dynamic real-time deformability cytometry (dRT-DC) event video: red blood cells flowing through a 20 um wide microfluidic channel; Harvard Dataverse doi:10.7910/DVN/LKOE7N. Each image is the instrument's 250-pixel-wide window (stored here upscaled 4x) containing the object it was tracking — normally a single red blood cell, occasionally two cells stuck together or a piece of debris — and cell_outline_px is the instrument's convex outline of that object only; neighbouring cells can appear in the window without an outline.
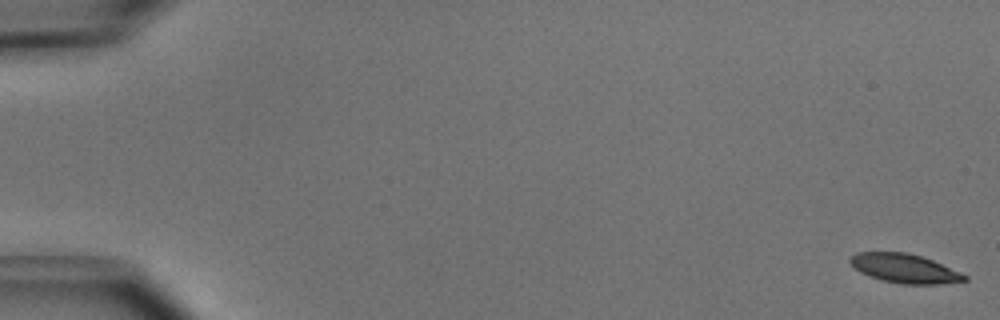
{"species": "common noctule bat (a hibernating species)", "species_latin": "Nyctalus noctula", "temperature_condition": "cold", "stored_images_in_passage": 52, "camera_frame_rate_fps": 3000, "um_per_image_px": 0.085, "animal": {"sex": "male", "body_mass_g": 15.6}, "frame": {"image": 1, "passage_image": 1, "time_ms": 0.0, "image_size_px": [1000, 320], "cell_outline_px": [[968, 280], [940, 284], [900, 284], [880, 280], [868, 276], [860, 272], [848, 260], [856, 252], [908, 252], [932, 260], [960, 272], [968, 276]], "centroid_in_image_um": [76.88, 22.82], "position_along_channel_um": 8.1, "area_um2": 19.36}}
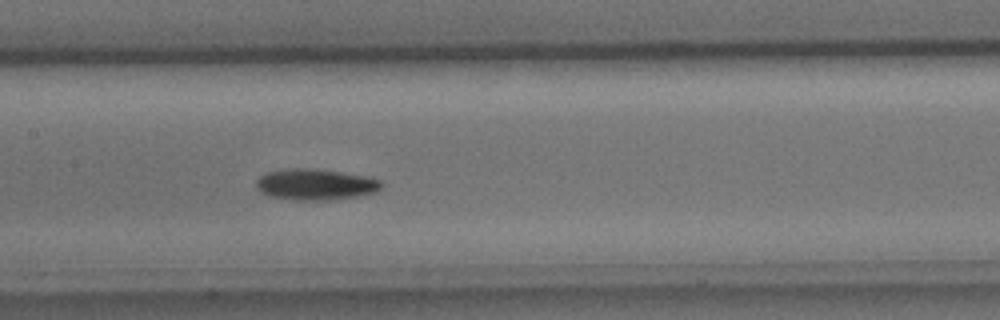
{"frame": {"image": 2, "passage_image": 26, "time_ms": 8.333, "image_size_px": [1000, 320], "cell_outline_px": [[384, 184], [376, 192], [356, 196], [328, 200], [292, 200], [268, 196], [260, 192], [256, 188], [256, 180], [264, 172], [292, 168], [308, 168], [340, 172], [368, 176], [380, 180]], "centroid_in_image_um": [26.78, 15.68], "position_along_channel_um": 180.6, "area_um2": 22.83}}
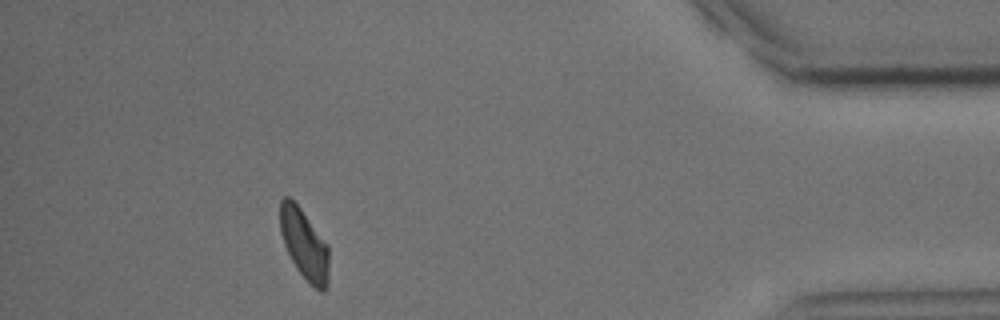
{"frame": {"image": 3, "passage_image": 47, "time_ms": 15.333, "image_size_px": [1000, 320], "cell_outline_px": [[328, 284], [324, 292], [320, 292], [296, 268], [284, 244], [280, 232], [280, 200], [284, 196], [288, 196], [300, 208], [328, 244]], "centroid_in_image_um": [25.86, 20.75], "position_along_channel_um": 409.3, "area_um2": 19.77}, "authors_computed_cell_mechanics": {"area_um2": 20.9236, "velocity_mm_per_s": 3.9533, "shape_relaxation_time_tau1_ms": 3.1094, "shape_relaxation_time_tau2_ms": null, "deformation_change_tau1": 0.1137, "deformation_change_tau2": null}}